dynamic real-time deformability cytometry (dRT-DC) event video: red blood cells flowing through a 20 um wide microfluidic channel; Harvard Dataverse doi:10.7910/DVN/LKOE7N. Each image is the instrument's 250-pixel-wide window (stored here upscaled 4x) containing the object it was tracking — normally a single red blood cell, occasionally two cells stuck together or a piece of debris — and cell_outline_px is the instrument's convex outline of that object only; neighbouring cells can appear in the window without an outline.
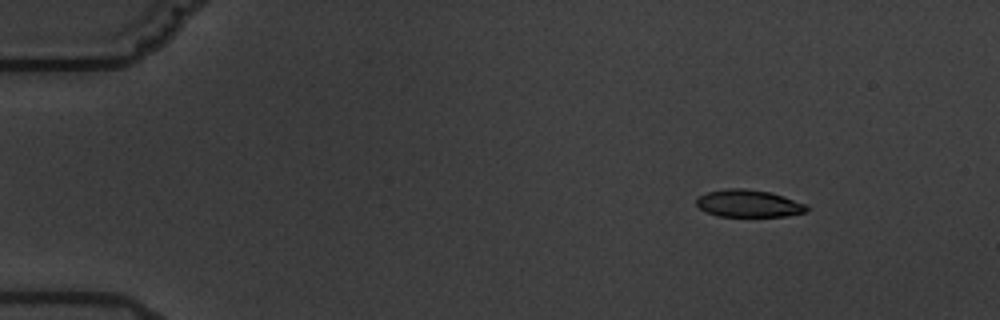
{"species": "common noctule bat (a hibernating species)", "species_latin": "Nyctalus noctula", "temperature_condition": "warm", "stored_images_in_passage": 9, "camera_frame_rate_fps": 3000, "um_per_image_px": 0.085, "animal": {"sex": "male", "body_mass_g": 19.5, "forearm_length_mm": 54.6}, "frame": {"image": 1, "passage_image": 3, "time_ms": 2.333, "image_size_px": [1000, 320], "cell_outline_px": [[808, 212], [784, 216], [716, 216], [704, 212], [696, 204], [696, 196], [708, 192], [728, 188], [744, 188], [772, 192], [808, 204]], "centroid_in_image_um": [63.63, 17.29], "position_along_channel_um": 21.4, "area_um2": 17.86}}
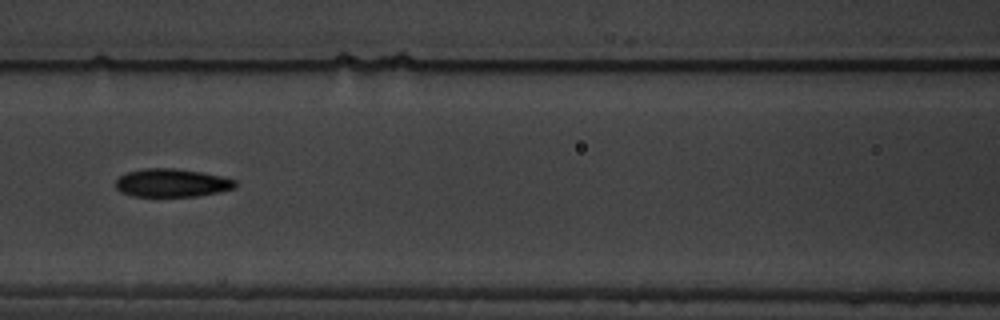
{"frame": {"image": 2, "passage_image": 9, "time_ms": 9.0, "image_size_px": [1000, 320], "cell_outline_px": [[236, 188], [196, 196], [132, 196], [120, 192], [116, 188], [116, 180], [120, 176], [128, 172], [144, 168], [176, 168], [200, 172], [220, 176], [236, 180]], "centroid_in_image_um": [14.58, 15.54], "position_along_channel_um": 152.0, "area_um2": 19.54}}